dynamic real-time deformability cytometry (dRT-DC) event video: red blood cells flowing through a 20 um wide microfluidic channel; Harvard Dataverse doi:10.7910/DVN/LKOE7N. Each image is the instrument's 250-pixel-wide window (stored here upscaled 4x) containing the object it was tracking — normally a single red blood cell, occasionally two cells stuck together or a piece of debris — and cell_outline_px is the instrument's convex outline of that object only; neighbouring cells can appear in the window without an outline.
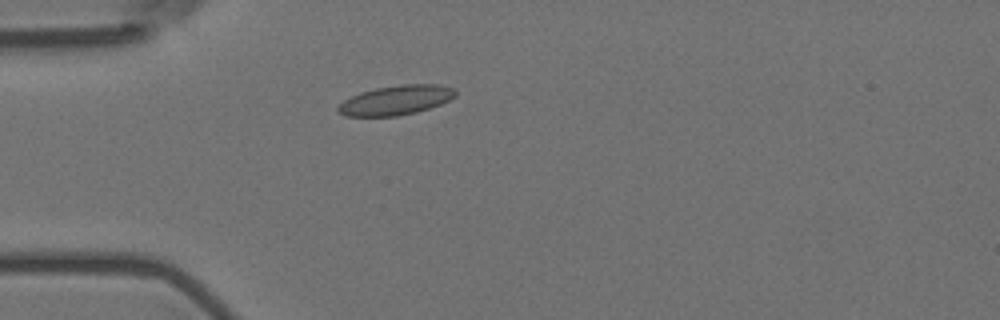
{"species": "Egyptian fruit bat (a non-hibernating species)", "species_latin": "Rousettus aegyptiacus", "temperature_condition": "room temperature", "stored_images_in_passage": 5, "camera_frame_rate_fps": 3000, "um_per_image_px": 0.085, "animal": {"sex": "female"}, "frame": {"image": 1, "passage_image": 4, "time_ms": 1.0, "image_size_px": [1000, 320], "cell_outline_px": [[456, 96], [440, 104], [416, 112], [396, 116], [344, 116], [336, 112], [336, 108], [344, 100], [360, 92], [376, 88], [404, 84], [436, 84], [452, 88], [456, 92]], "centroid_in_image_um": [33.61, 8.52], "position_along_channel_um": 51.4, "area_um2": 20.06}}